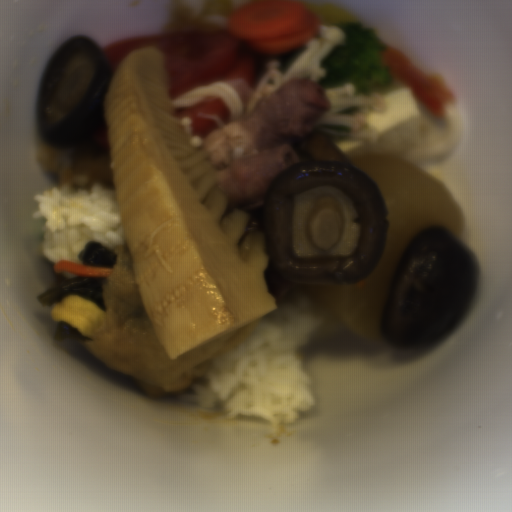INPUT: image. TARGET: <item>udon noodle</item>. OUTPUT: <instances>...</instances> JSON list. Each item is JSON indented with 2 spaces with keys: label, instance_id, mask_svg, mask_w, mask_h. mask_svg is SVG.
Wrapping results in <instances>:
<instances>
[{
  "label": "udon noodle",
  "instance_id": "obj_1",
  "mask_svg": "<svg viewBox=\"0 0 512 512\" xmlns=\"http://www.w3.org/2000/svg\"><path fill=\"white\" fill-rule=\"evenodd\" d=\"M444 126L441 138L401 158L407 161L429 162L447 157L458 149L464 139V122L462 109L456 104H449L443 111Z\"/></svg>",
  "mask_w": 512,
  "mask_h": 512
}]
</instances>
